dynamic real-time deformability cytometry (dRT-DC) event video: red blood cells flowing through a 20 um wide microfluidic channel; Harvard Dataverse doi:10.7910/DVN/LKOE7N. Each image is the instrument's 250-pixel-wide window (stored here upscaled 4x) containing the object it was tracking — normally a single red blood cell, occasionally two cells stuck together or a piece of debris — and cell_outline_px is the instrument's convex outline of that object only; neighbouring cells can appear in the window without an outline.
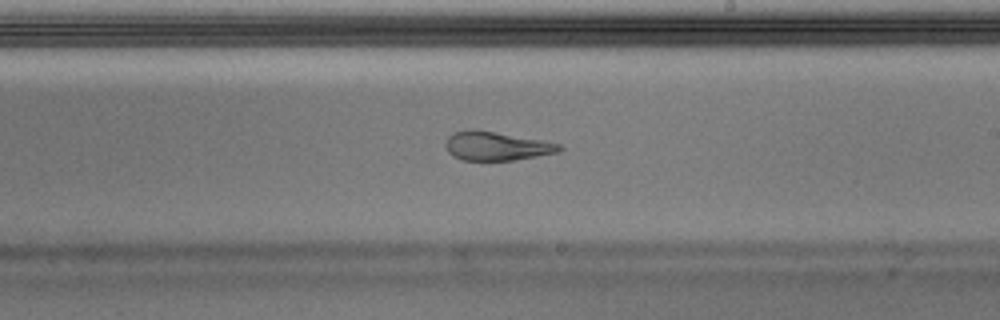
{"species": "Egyptian fruit bat (a non-hibernating species)", "species_latin": "Rousettus aegyptiacus", "temperature_condition": "warm", "stored_images_in_passage": 51, "camera_frame_rate_fps": 3000, "um_per_image_px": 0.085, "animal": {"sex": "male"}, "frame": {"image": 1, "passage_image": 30, "time_ms": 9.667, "image_size_px": [1000, 320], "cell_outline_px": [[564, 148], [560, 152], [512, 160], [460, 160], [452, 156], [448, 152], [448, 136], [452, 132], [472, 128], [476, 128], [540, 140], [560, 144]], "centroid_in_image_um": [42.19, 12.4], "position_along_channel_um": 246.8, "area_um2": 19.07}}
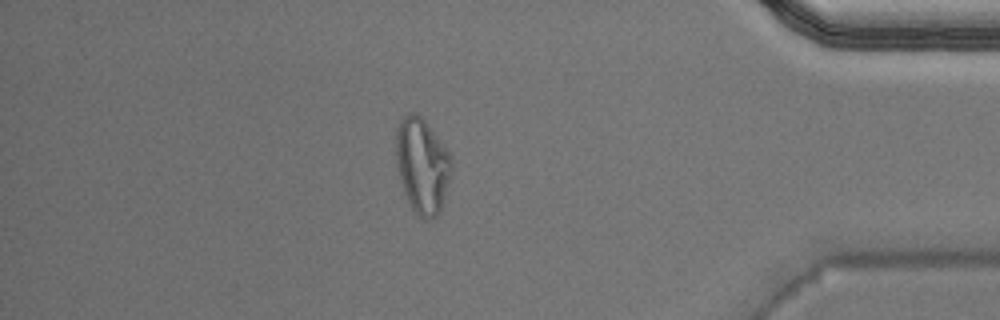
{"frame": {"image": 2, "passage_image": 44, "time_ms": 14.333, "image_size_px": [1000, 320], "cell_outline_px": [[452, 172], [440, 212], [436, 216], [424, 220], [412, 208], [404, 192], [396, 160], [396, 132], [404, 116], [408, 112], [416, 112], [424, 120], [448, 152], [452, 160]], "centroid_in_image_um": [35.9, 14.09], "position_along_channel_um": 399.3, "area_um2": 30.29}}
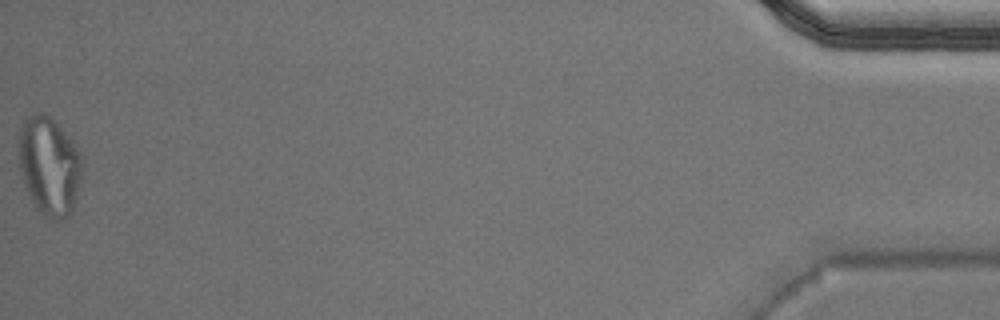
{"frame": {"image": 3, "passage_image": 51, "time_ms": 16.667, "image_size_px": [1000, 320], "cell_outline_px": [[84, 168], [80, 188], [72, 212], [64, 220], [48, 220], [36, 208], [24, 184], [20, 172], [20, 128], [24, 120], [28, 116], [36, 112], [44, 112], [72, 140], [84, 160]], "centroid_in_image_um": [4.24, 14.16], "position_along_channel_um": 431.0, "area_um2": 36.76}, "authors_computed_cell_mechanics": {"area_um2": 20.2878, "velocity_mm_per_s": 3.9894, "shape_relaxation_time_tau1_ms": null, "shape_relaxation_time_tau2_ms": 1.3499, "deformation_change_tau1": null, "deformation_change_tau2": 0.0876}}